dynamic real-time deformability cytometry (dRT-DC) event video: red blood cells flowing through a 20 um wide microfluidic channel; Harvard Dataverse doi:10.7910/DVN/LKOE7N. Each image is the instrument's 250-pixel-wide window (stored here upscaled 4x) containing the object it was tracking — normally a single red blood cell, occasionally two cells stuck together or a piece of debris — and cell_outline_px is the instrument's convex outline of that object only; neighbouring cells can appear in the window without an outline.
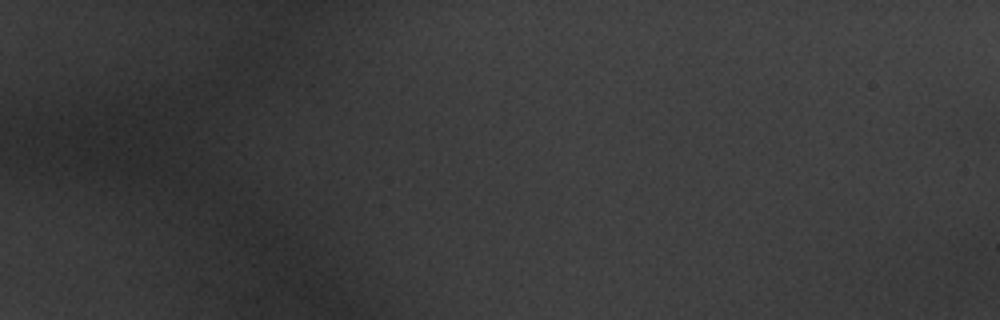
{"species": "common noctule bat (a hibernating species)", "species_latin": "Nyctalus noctula", "temperature_condition": "warm", "stored_images_in_passage": 1, "camera_frame_rate_fps": 3000, "um_per_image_px": 0.085, "animal": {"sex": "male", "body_mass_g": 20.1, "forearm_length_mm": 53.5}, "frame": {"image": 1, "passage_image": 1, "time_ms": 0.0, "image_size_px": [1000, 320], "cell_outline_px": [[152, 180], [104, 172], [88, 156], [108, 136], [124, 140], [136, 144], [152, 164]], "centroid_in_image_um": [10.37, 13.5], "position_along_channel_um": 74.6, "area_um2": 12.83}}